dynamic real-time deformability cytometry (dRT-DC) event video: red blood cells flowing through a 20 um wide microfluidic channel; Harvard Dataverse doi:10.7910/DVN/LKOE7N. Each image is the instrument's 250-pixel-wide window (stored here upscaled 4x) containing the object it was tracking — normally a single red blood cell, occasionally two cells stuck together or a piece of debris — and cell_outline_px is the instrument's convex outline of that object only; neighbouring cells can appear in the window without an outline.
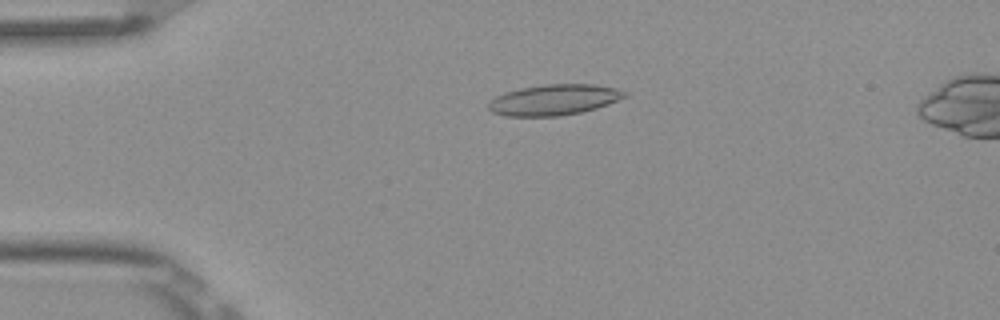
{"species": "Egyptian fruit bat (a non-hibernating species)", "species_latin": "Rousettus aegyptiacus", "temperature_condition": "room temperature", "stored_images_in_passage": 3, "camera_frame_rate_fps": 3000, "um_per_image_px": 0.085, "frame": {"image": 1, "passage_image": 1, "time_ms": 0.0, "image_size_px": [1000, 320], "cell_outline_px": [[628, 96], [608, 104], [596, 108], [580, 112], [560, 116], [508, 116], [492, 112], [488, 108], [488, 104], [496, 96], [504, 92], [520, 88], [544, 84], [596, 84], [628, 92]], "centroid_in_image_um": [47.09, 8.48], "position_along_channel_um": 37.9, "area_um2": 24.33}}